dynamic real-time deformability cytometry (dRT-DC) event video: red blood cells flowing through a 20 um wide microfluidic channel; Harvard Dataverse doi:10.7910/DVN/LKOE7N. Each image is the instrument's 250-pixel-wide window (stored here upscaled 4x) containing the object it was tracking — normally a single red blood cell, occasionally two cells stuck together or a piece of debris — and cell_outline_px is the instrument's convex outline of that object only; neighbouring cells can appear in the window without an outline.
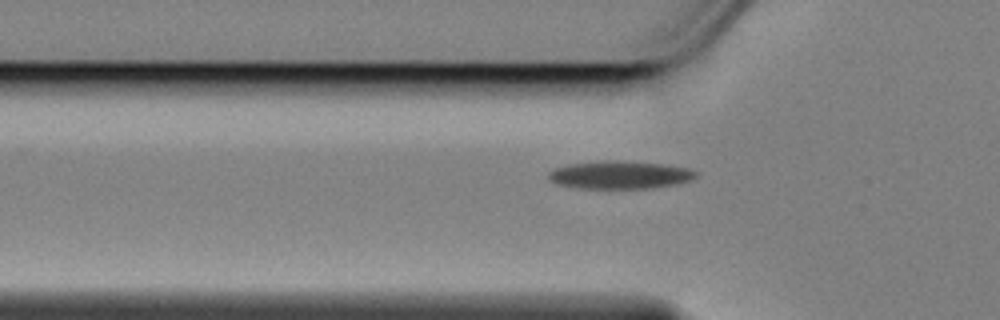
{"species": "Egyptian fruit bat (a non-hibernating species)", "species_latin": "Rousettus aegyptiacus", "temperature_condition": "cold", "stored_images_in_passage": 42, "camera_frame_rate_fps": 3000, "um_per_image_px": 0.085, "animal": {"sex": "female"}, "frame": {"image": 1, "passage_image": 3, "time_ms": 0.667, "image_size_px": [1000, 320], "cell_outline_px": [[696, 176], [692, 180], [676, 184], [652, 188], [580, 188], [556, 184], [548, 176], [548, 172], [556, 168], [568, 164], [600, 160], [616, 160], [660, 164], [688, 168], [696, 172]], "centroid_in_image_um": [52.67, 14.86], "position_along_channel_um": 73.1, "area_um2": 23.81}}
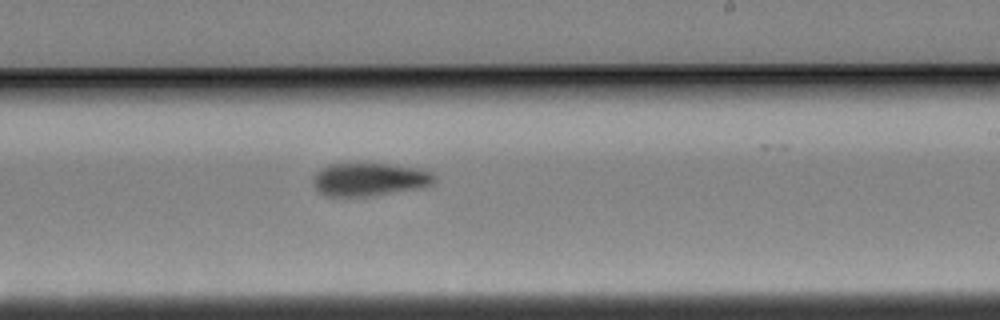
{"frame": {"image": 2, "passage_image": 19, "time_ms": 6.0, "image_size_px": [1000, 320], "cell_outline_px": [[436, 180], [432, 184], [416, 188], [372, 196], [324, 196], [312, 184], [312, 180], [316, 172], [320, 168], [328, 164], [388, 164], [420, 168], [432, 172], [436, 176]], "centroid_in_image_um": [31.38, 15.24], "position_along_channel_um": 257.6, "area_um2": 23.41}}
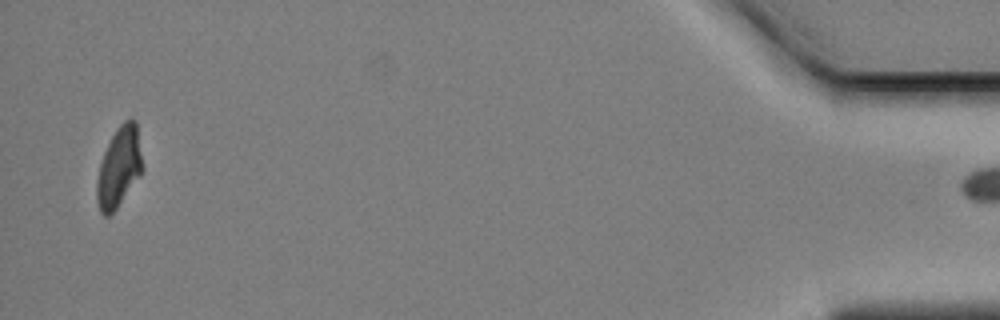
{"frame": {"image": 3, "passage_image": 41, "time_ms": 13.333, "image_size_px": [1000, 320], "cell_outline_px": [[144, 168], [140, 176], [116, 208], [108, 216], [104, 216], [100, 212], [96, 200], [96, 180], [100, 164], [104, 152], [116, 128], [124, 120], [136, 120]], "centroid_in_image_um": [10.12, 14.21], "position_along_channel_um": 425.1, "area_um2": 21.33}}